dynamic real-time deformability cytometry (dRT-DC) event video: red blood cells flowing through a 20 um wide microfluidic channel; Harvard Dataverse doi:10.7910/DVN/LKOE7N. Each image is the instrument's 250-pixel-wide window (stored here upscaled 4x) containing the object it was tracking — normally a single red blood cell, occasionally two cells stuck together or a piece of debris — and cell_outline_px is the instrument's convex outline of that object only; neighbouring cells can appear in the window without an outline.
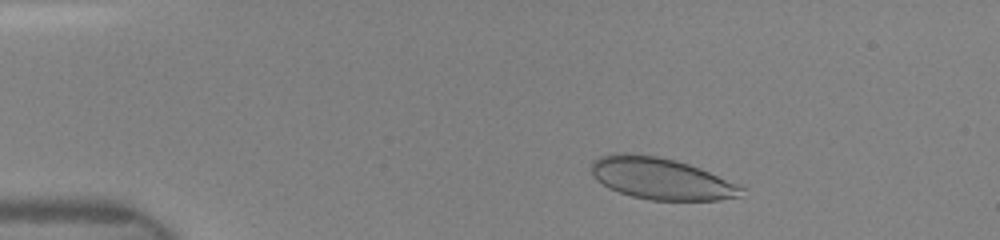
{"species": "human", "species_latin": "Homo sapiens", "temperature_condition": "room temperature", "stored_images_in_passage": 14, "camera_frame_rate_fps": 3000, "um_per_image_px": 0.085, "donor": {"sex": "female"}, "frame": {"image": 1, "passage_image": 4, "time_ms": 1.333, "image_size_px": [1000, 240], "cell_outline_px": [[744, 188], [740, 196], [720, 200], [648, 200], [632, 196], [608, 188], [596, 180], [592, 172], [592, 160], [600, 156], [656, 156], [676, 160], [700, 168], [736, 184]], "centroid_in_image_um": [56.21, 15.22], "position_along_channel_um": 28.8, "area_um2": 35.37}}
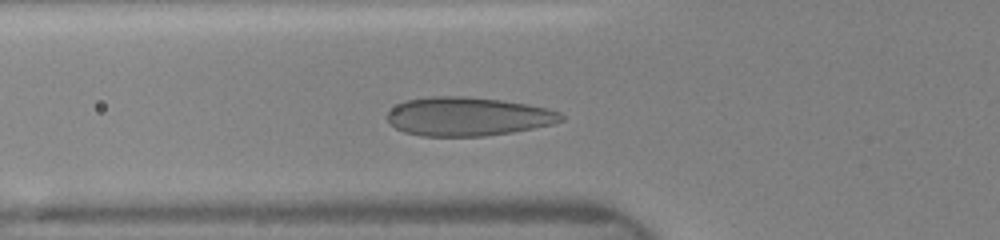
{"frame": {"image": 2, "passage_image": 11, "time_ms": 4.333, "image_size_px": [1000, 240], "cell_outline_px": [[564, 120], [552, 124], [512, 132], [484, 136], [420, 136], [404, 132], [388, 124], [388, 112], [396, 104], [408, 100], [428, 96], [464, 96], [500, 100], [528, 104], [548, 108], [560, 112], [564, 116]], "centroid_in_image_um": [39.75, 9.9], "position_along_channel_um": 86.0, "area_um2": 39.36}}
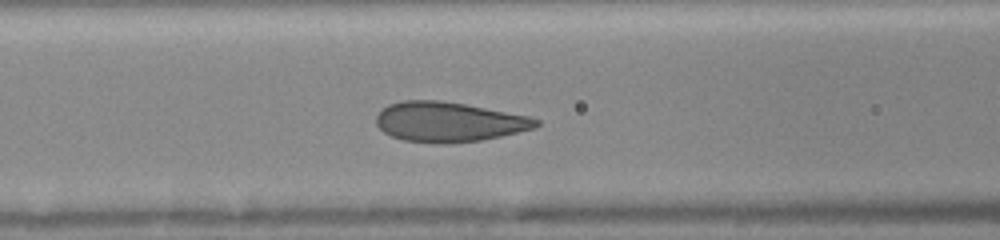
{"frame": {"image": 3, "passage_image": 14, "time_ms": 5.333, "image_size_px": [1000, 240], "cell_outline_px": [[540, 124], [536, 128], [500, 136], [480, 140], [444, 144], [440, 144], [404, 140], [392, 136], [384, 132], [376, 124], [376, 116], [388, 104], [404, 100], [440, 100], [464, 104], [528, 116], [540, 120]], "centroid_in_image_um": [38.14, 10.36], "position_along_channel_um": 128.5, "area_um2": 36.93}}